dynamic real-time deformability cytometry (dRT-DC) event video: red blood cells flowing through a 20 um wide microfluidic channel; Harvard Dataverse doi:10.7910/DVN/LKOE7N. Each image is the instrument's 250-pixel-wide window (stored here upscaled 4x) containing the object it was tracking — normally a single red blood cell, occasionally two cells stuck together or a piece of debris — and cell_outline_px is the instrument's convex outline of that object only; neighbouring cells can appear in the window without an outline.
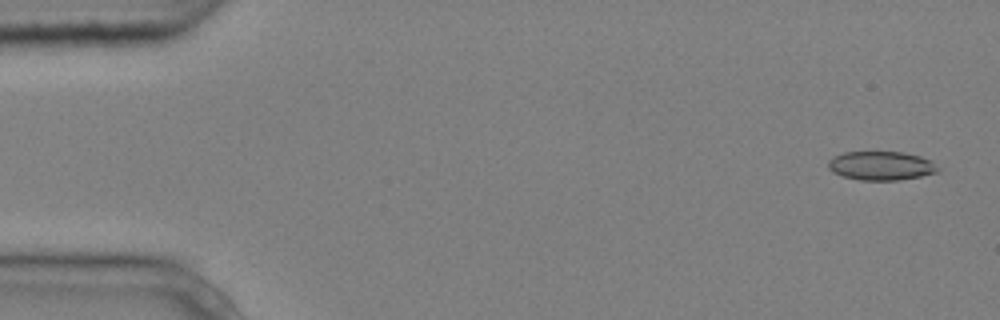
{"species": "common noctule bat (a hibernating species)", "species_latin": "Nyctalus noctula", "temperature_condition": "cold", "stored_images_in_passage": 4, "camera_frame_rate_fps": 3000, "um_per_image_px": 0.085, "animal": {"sex": "male", "body_mass_g": 20.4}, "frame": {"image": 1, "passage_image": 1, "time_ms": 0.0, "image_size_px": [1000, 320], "cell_outline_px": [[940, 168], [936, 172], [920, 176], [900, 180], [860, 180], [844, 176], [832, 172], [828, 168], [828, 160], [844, 152], [904, 152], [920, 156], [932, 160]], "centroid_in_image_um": [74.91, 14.08], "position_along_channel_um": 10.1, "area_um2": 18.44}}
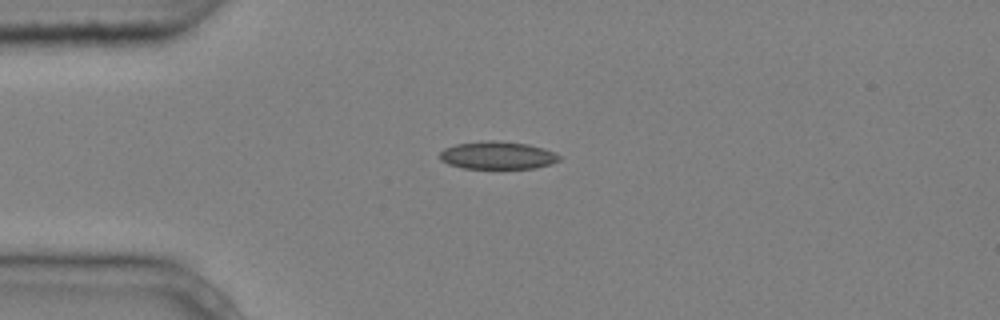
{"frame": {"image": 2, "passage_image": 4, "time_ms": 1.0, "image_size_px": [1000, 320], "cell_outline_px": [[560, 160], [552, 164], [536, 168], [464, 168], [448, 164], [440, 160], [440, 152], [444, 148], [456, 144], [488, 140], [496, 140], [528, 144], [544, 148], [556, 152], [560, 156]], "centroid_in_image_um": [42.32, 13.2], "position_along_channel_um": 42.7, "area_um2": 19.42}}